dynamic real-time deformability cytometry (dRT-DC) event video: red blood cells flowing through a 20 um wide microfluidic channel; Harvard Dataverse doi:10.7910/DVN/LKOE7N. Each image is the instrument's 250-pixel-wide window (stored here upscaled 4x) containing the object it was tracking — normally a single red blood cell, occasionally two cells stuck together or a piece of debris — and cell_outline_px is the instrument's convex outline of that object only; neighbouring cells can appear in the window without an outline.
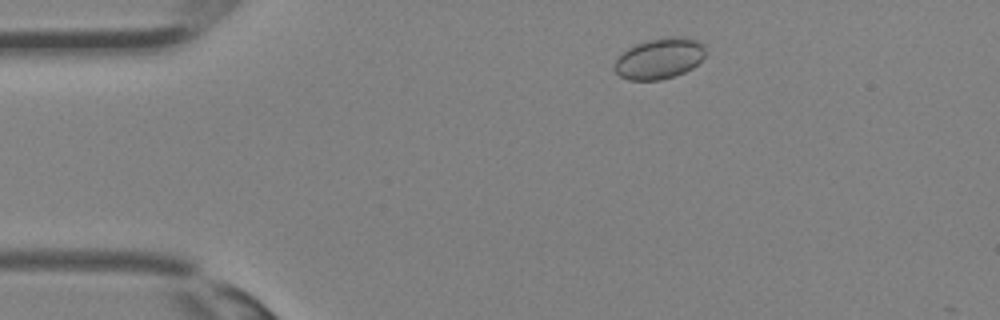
{"species": "Egyptian fruit bat (a non-hibernating species)", "species_latin": "Rousettus aegyptiacus", "temperature_condition": "room temperature", "stored_images_in_passage": 30, "camera_frame_rate_fps": 3000, "um_per_image_px": 0.085, "animal": {"sex": "female"}, "frame": {"image": 1, "passage_image": 1, "time_ms": 0.0, "image_size_px": [1000, 320], "cell_outline_px": [[704, 56], [692, 68], [676, 76], [660, 80], [628, 80], [620, 76], [616, 72], [616, 56], [628, 48], [636, 44], [648, 40], [664, 36], [680, 36], [696, 40], [704, 44]], "centroid_in_image_um": [56.04, 4.96], "position_along_channel_um": 29.0, "area_um2": 21.68}}
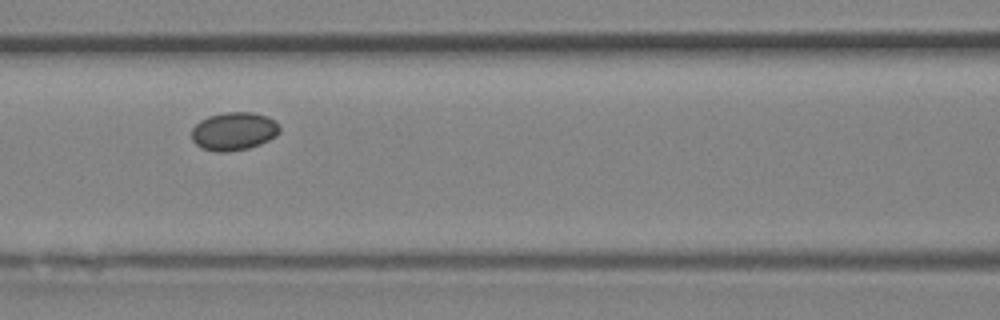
{"frame": {"image": 2, "passage_image": 10, "time_ms": 3.0, "image_size_px": [1000, 320], "cell_outline_px": [[280, 132], [276, 136], [260, 144], [248, 148], [228, 152], [216, 152], [200, 148], [192, 140], [192, 128], [200, 120], [208, 116], [224, 112], [252, 112], [268, 116], [276, 120], [280, 124]], "centroid_in_image_um": [19.89, 11.15], "position_along_channel_um": 146.7, "area_um2": 19.88}}
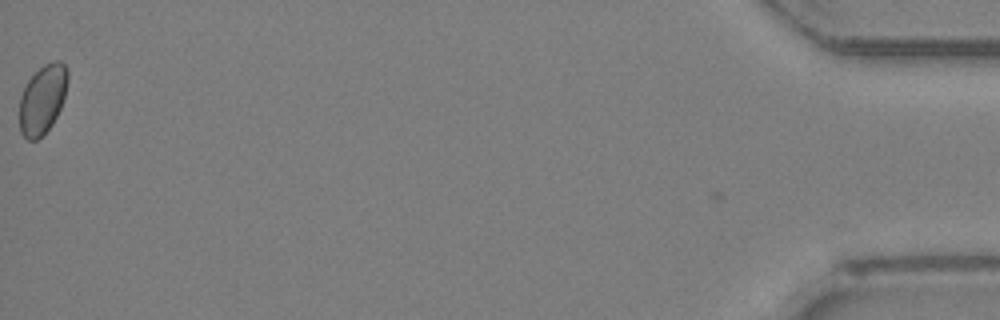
{"frame": {"image": 3, "passage_image": 30, "time_ms": 9.667, "image_size_px": [1000, 320], "cell_outline_px": [[68, 80], [64, 96], [60, 108], [52, 124], [36, 140], [28, 140], [20, 132], [20, 96], [28, 80], [44, 64], [52, 60], [60, 60], [64, 64], [68, 72]], "centroid_in_image_um": [3.62, 8.41], "position_along_channel_um": 431.6, "area_um2": 19.19}}